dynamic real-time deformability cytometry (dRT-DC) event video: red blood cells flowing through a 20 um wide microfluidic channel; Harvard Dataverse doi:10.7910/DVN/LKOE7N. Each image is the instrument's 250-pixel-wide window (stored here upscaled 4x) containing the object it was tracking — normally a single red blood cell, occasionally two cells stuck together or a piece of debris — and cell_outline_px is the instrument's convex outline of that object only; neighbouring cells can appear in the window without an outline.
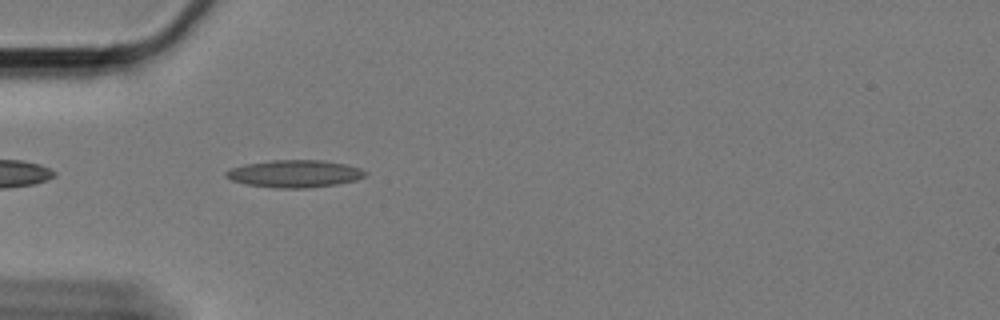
{"species": "Egyptian fruit bat (a non-hibernating species)", "species_latin": "Rousettus aegyptiacus", "temperature_condition": "cold", "stored_images_in_passage": 43, "camera_frame_rate_fps": 3000, "um_per_image_px": 0.085, "animal": {"sex": "female"}, "frame": {"image": 1, "passage_image": 2, "time_ms": 0.333, "image_size_px": [1000, 320], "cell_outline_px": [[368, 172], [364, 176], [356, 180], [336, 184], [308, 188], [276, 188], [248, 184], [232, 180], [224, 176], [224, 172], [228, 168], [244, 164], [272, 160], [324, 160], [348, 164], [360, 168]], "centroid_in_image_um": [25.03, 14.75], "position_along_channel_um": 60.0, "area_um2": 22.37}}
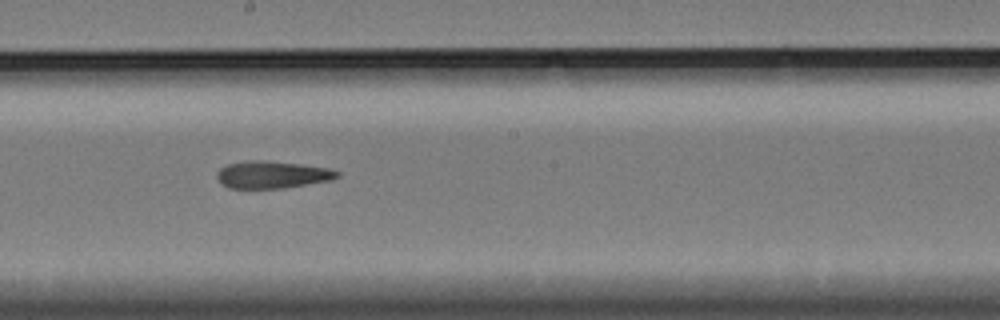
{"frame": {"image": 2, "passage_image": 17, "time_ms": 5.333, "image_size_px": [1000, 320], "cell_outline_px": [[340, 176], [332, 180], [284, 188], [228, 188], [216, 176], [216, 172], [220, 168], [228, 164], [248, 160], [264, 160], [328, 168], [340, 172]], "centroid_in_image_um": [23.14, 14.85], "position_along_channel_um": 225.1, "area_um2": 18.96}}
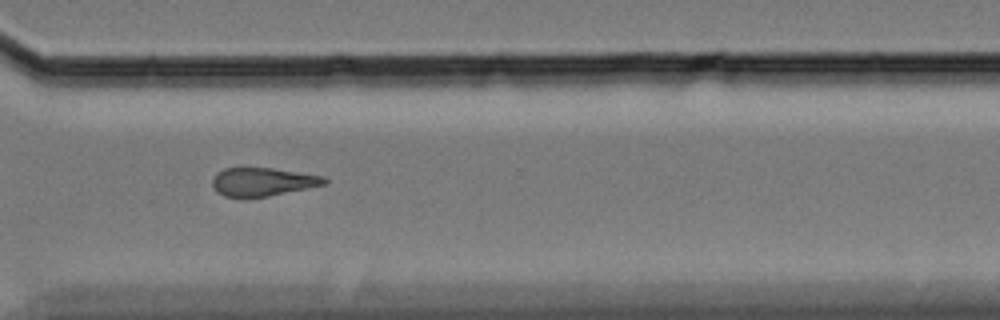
{"frame": {"image": 3, "passage_image": 28, "time_ms": 9.0, "image_size_px": [1000, 320], "cell_outline_px": [[328, 184], [268, 196], [224, 196], [216, 192], [212, 184], [212, 180], [216, 172], [224, 168], [272, 168], [324, 176], [328, 180]], "centroid_in_image_um": [22.34, 15.44], "position_along_channel_um": 348.3, "area_um2": 18.38}, "authors_computed_cell_mechanics": {"area_um2": 19.3052, "velocity_mm_per_s": 3.3696, "shape_relaxation_time_tau1_ms": null, "shape_relaxation_time_tau2_ms": 6.7041, "deformation_change_tau1": null, "deformation_change_tau2": 0.1773}}